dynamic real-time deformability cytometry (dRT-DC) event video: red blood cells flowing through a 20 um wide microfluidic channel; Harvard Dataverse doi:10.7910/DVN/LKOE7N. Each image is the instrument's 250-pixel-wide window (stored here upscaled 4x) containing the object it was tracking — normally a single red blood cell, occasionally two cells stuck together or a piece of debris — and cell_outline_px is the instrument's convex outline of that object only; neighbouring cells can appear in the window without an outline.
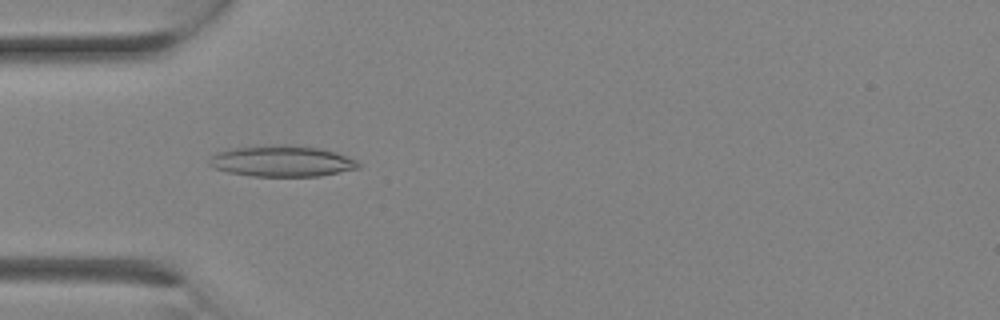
{"species": "Egyptian fruit bat (a non-hibernating species)", "species_latin": "Rousettus aegyptiacus", "temperature_condition": "room temperature", "stored_images_in_passage": 5, "camera_frame_rate_fps": 3000, "um_per_image_px": 0.085, "animal": {"sex": "female"}, "frame": {"image": 1, "passage_image": 2, "time_ms": 0.333, "image_size_px": [1000, 320], "cell_outline_px": [[360, 168], [320, 176], [252, 176], [228, 172], [216, 168], [208, 164], [208, 160], [216, 152], [232, 148], [272, 144], [292, 144], [320, 148], [336, 152], [356, 160], [360, 164]], "centroid_in_image_um": [23.96, 13.68], "position_along_channel_um": 61.0, "area_um2": 27.22}}
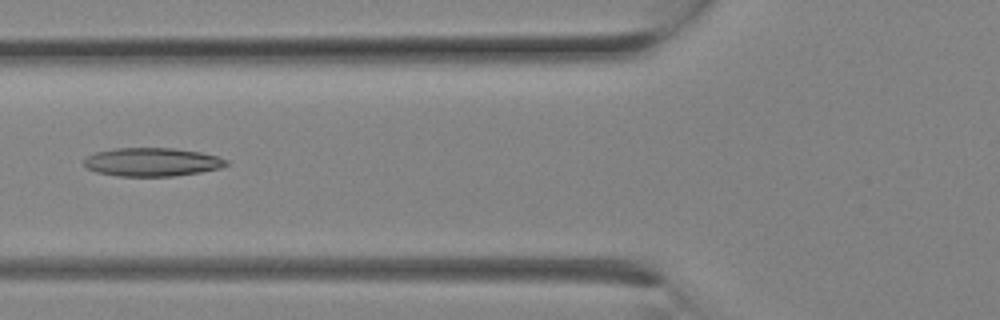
{"frame": {"image": 2, "passage_image": 4, "time_ms": 1.0, "image_size_px": [1000, 320], "cell_outline_px": [[228, 164], [220, 168], [200, 172], [172, 176], [116, 176], [96, 172], [88, 168], [84, 164], [84, 160], [88, 156], [96, 152], [116, 148], [172, 148], [200, 152], [216, 156], [228, 160]], "centroid_in_image_um": [12.92, 13.77], "position_along_channel_um": 112.9, "area_um2": 23.47}}